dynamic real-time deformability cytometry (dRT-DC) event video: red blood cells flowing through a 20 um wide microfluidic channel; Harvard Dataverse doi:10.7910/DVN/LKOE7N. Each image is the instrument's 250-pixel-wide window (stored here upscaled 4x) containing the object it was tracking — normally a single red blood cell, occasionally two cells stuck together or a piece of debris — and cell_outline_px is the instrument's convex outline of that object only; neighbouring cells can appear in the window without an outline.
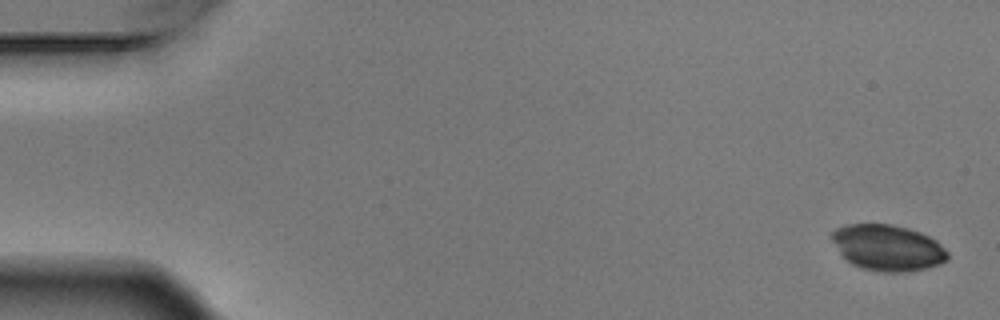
{"species": "Egyptian fruit bat (a non-hibernating species)", "species_latin": "Rousettus aegyptiacus", "temperature_condition": "warm", "stored_images_in_passage": 6, "camera_frame_rate_fps": 3000, "um_per_image_px": 0.085, "animal": {"sex": "male"}, "frame": {"image": 1, "passage_image": 1, "time_ms": 0.0, "image_size_px": [1000, 320], "cell_outline_px": [[948, 260], [940, 264], [928, 268], [908, 272], [880, 272], [860, 268], [852, 264], [840, 252], [832, 240], [832, 232], [836, 228], [844, 224], [892, 224], [908, 228], [920, 232], [936, 240], [948, 252]], "centroid_in_image_um": [75.48, 21.06], "position_along_channel_um": 9.5, "area_um2": 31.15}}